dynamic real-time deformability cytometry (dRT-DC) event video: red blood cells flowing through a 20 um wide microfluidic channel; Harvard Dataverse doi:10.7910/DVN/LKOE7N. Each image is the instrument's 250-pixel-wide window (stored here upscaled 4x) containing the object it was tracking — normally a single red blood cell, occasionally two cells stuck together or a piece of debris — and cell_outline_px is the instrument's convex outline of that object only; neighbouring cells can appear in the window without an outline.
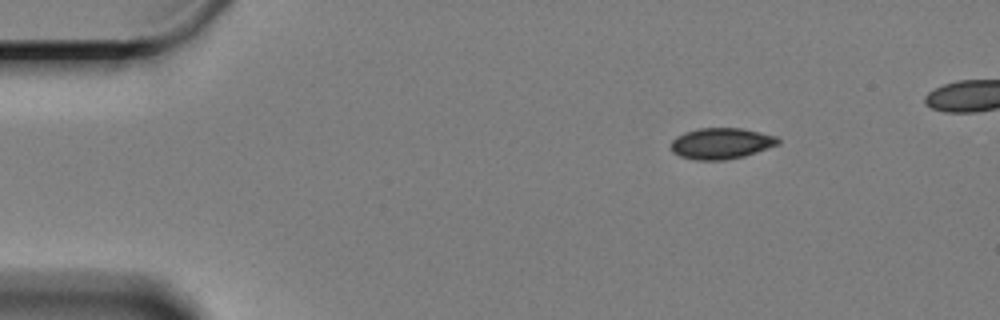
{"species": "Egyptian fruit bat (a non-hibernating species)", "species_latin": "Rousettus aegyptiacus", "temperature_condition": "cold", "stored_images_in_passage": 49, "camera_frame_rate_fps": 3000, "um_per_image_px": 0.085, "animal": {"sex": "female"}, "frame": {"image": 1, "passage_image": 1, "time_ms": 0.0, "image_size_px": [1000, 320], "cell_outline_px": [[780, 144], [744, 156], [724, 160], [696, 160], [680, 156], [672, 152], [672, 140], [676, 136], [684, 132], [700, 128], [740, 128], [760, 132], [776, 136], [780, 140]], "centroid_in_image_um": [61.3, 12.19], "position_along_channel_um": 23.7, "area_um2": 19.36}}
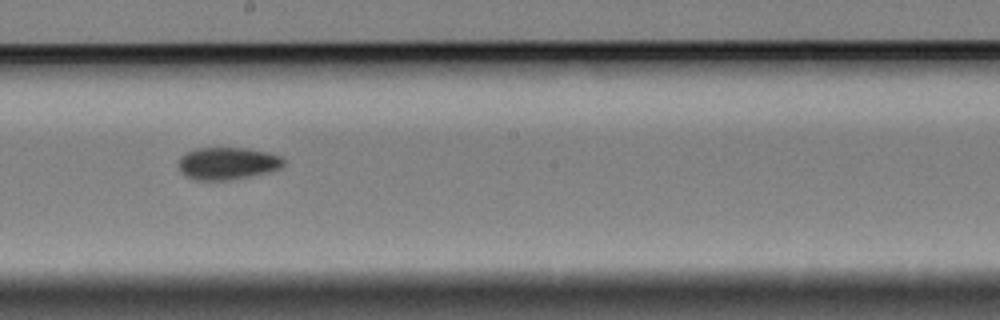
{"frame": {"image": 2, "passage_image": 26, "time_ms": 8.333, "image_size_px": [1000, 320], "cell_outline_px": [[288, 160], [280, 168], [248, 176], [224, 180], [196, 180], [184, 176], [180, 168], [180, 156], [184, 152], [196, 148], [248, 148], [268, 152], [280, 156]], "centroid_in_image_um": [19.33, 13.87], "position_along_channel_um": 228.9, "area_um2": 19.71}}
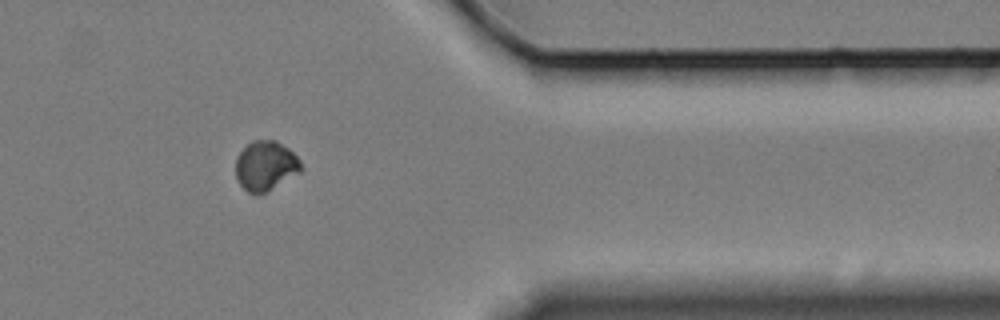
{"frame": {"image": 3, "passage_image": 42, "time_ms": 13.667, "image_size_px": [1000, 320], "cell_outline_px": [[304, 168], [300, 172], [264, 192], [256, 196], [248, 192], [236, 180], [236, 156], [252, 140], [276, 140], [288, 148], [300, 160]], "centroid_in_image_um": [22.56, 14.08], "position_along_channel_um": 388.8, "area_um2": 18.84}}